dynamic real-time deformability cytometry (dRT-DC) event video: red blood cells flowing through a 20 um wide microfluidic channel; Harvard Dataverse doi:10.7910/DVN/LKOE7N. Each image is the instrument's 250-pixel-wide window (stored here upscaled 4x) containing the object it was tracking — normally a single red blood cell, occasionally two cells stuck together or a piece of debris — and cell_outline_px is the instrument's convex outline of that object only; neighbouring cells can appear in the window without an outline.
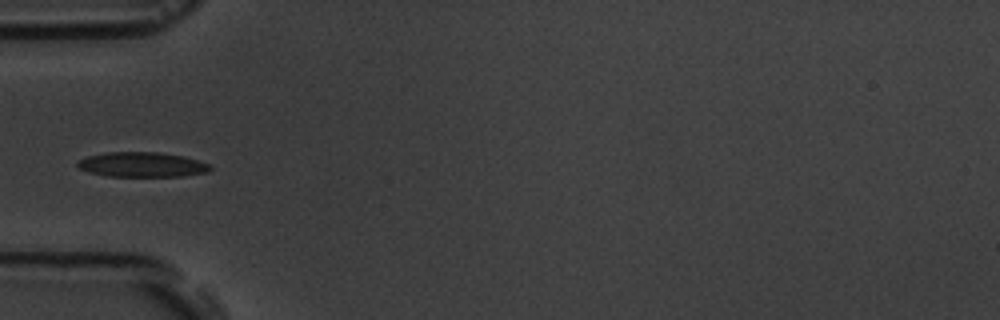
{"species": "common noctule bat (a hibernating species)", "species_latin": "Nyctalus noctula", "temperature_condition": "room temperature", "stored_images_in_passage": 12, "camera_frame_rate_fps": 3000, "um_per_image_px": 0.085, "animal": {"sex": "male", "body_mass_g": 19.5, "forearm_length_mm": 54.6}, "frame": {"image": 1, "passage_image": 1, "time_ms": 0.0, "image_size_px": [1000, 320], "cell_outline_px": [[212, 168], [208, 172], [184, 176], [108, 176], [88, 172], [80, 168], [76, 164], [76, 160], [88, 156], [108, 152], [160, 152], [184, 156], [212, 164]], "centroid_in_image_um": [12.1, 13.99], "position_along_channel_um": 72.9, "area_um2": 19.36}}
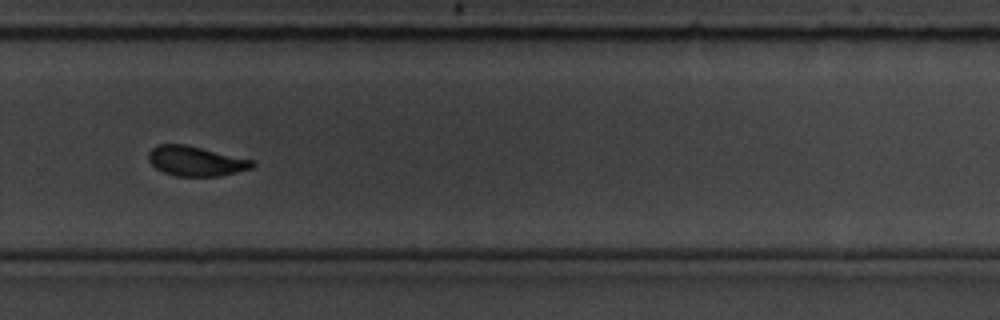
{"frame": {"image": 2, "passage_image": 7, "time_ms": 6.667, "image_size_px": [1000, 320], "cell_outline_px": [[256, 164], [252, 168], [220, 176], [176, 176], [164, 172], [156, 168], [148, 160], [148, 152], [156, 144], [184, 144], [256, 160]], "centroid_in_image_um": [16.66, 13.69], "position_along_channel_um": 313.1, "area_um2": 18.15}}
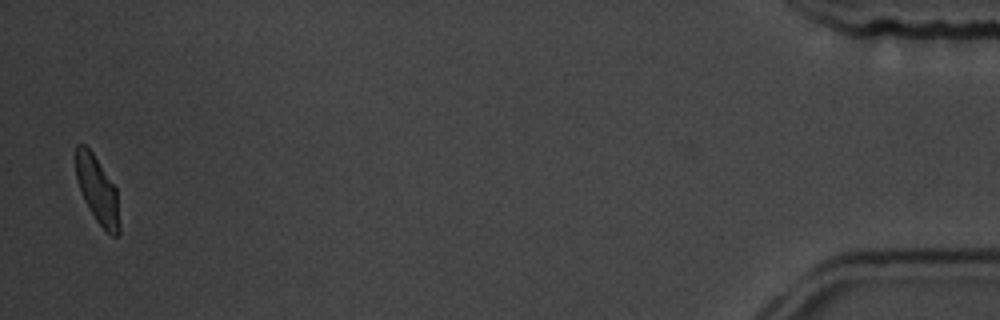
{"frame": {"image": 3, "passage_image": 12, "time_ms": 12.333, "image_size_px": [1000, 320], "cell_outline_px": [[120, 232], [116, 236], [112, 236], [96, 220], [84, 200], [76, 176], [76, 144], [84, 144], [92, 152], [116, 188], [120, 224]], "centroid_in_image_um": [8.29, 16.16], "position_along_channel_um": 426.9, "area_um2": 16.7}}